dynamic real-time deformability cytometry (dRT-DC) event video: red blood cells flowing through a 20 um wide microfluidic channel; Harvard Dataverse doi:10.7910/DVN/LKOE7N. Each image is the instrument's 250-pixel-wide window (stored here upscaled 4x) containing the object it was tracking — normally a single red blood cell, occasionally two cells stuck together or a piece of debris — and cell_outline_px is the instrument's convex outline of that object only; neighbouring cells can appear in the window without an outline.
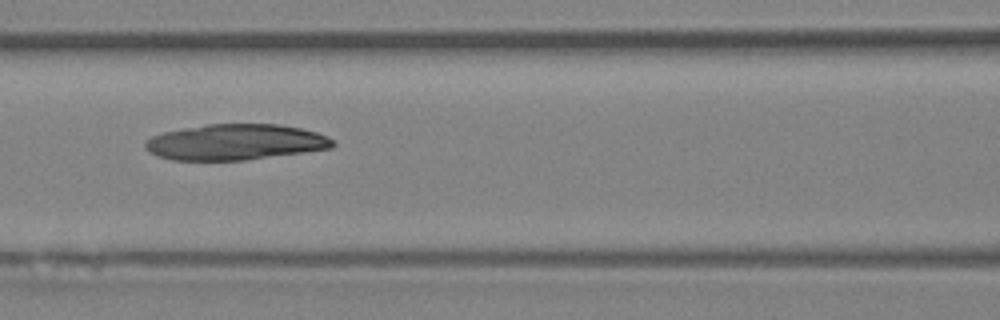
{"species": "Egyptian fruit bat (a non-hibernating species)", "species_latin": "Rousettus aegyptiacus", "temperature_condition": "room temperature", "stored_images_in_passage": 33, "camera_frame_rate_fps": 3000, "um_per_image_px": 0.085, "animal": {"sex": "female"}, "frame": {"image": 1, "passage_image": 10, "time_ms": 3.0, "image_size_px": [1000, 320], "cell_outline_px": [[336, 144], [332, 148], [244, 160], [172, 160], [156, 156], [148, 152], [144, 148], [144, 144], [152, 136], [164, 132], [184, 128], [208, 124], [280, 124], [300, 128], [316, 132], [332, 140]], "centroid_in_image_um": [19.97, 12.08], "position_along_channel_um": 146.6, "area_um2": 38.96}}
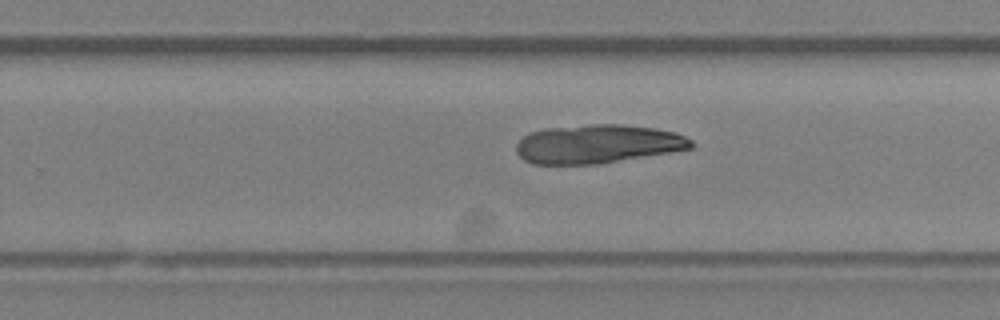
{"frame": {"image": 2, "passage_image": 20, "time_ms": 6.333, "image_size_px": [1000, 320], "cell_outline_px": [[692, 148], [600, 164], [532, 164], [524, 160], [516, 152], [516, 144], [528, 132], [544, 128], [588, 124], [620, 124], [656, 128], [676, 132], [692, 140]], "centroid_in_image_um": [50.77, 12.23], "position_along_channel_um": 279.0, "area_um2": 39.65}}
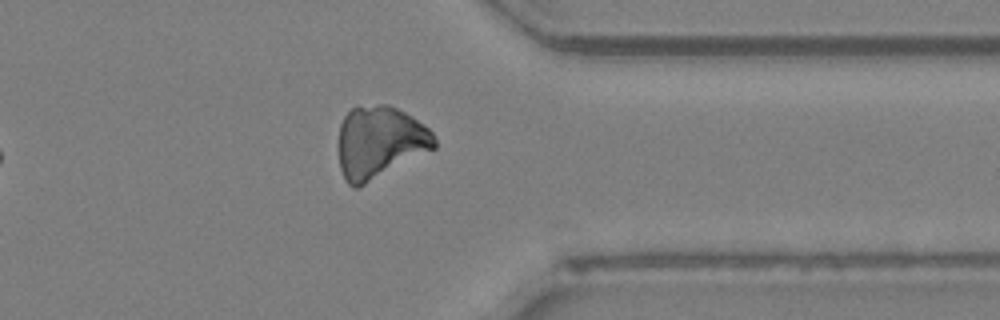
{"frame": {"image": 3, "passage_image": 28, "time_ms": 9.0, "image_size_px": [1000, 320], "cell_outline_px": [[436, 148], [356, 188], [352, 188], [344, 180], [340, 168], [340, 124], [344, 116], [352, 108], [380, 104], [388, 104], [412, 116], [424, 124], [432, 132], [436, 140]], "centroid_in_image_um": [32.29, 12.08], "position_along_channel_um": 379.1, "area_um2": 40.0}}